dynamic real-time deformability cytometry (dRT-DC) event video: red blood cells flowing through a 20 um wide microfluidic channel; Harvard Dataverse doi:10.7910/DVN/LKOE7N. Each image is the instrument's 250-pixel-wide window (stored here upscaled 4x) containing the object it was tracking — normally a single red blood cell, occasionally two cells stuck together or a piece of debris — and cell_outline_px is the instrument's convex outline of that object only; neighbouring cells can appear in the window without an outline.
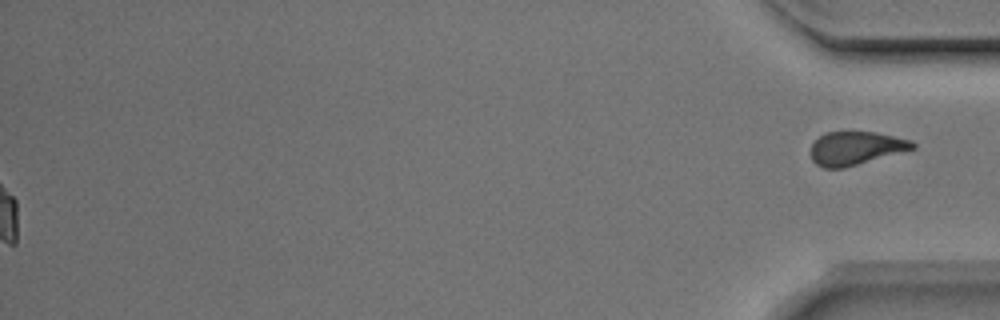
{"species": "Egyptian fruit bat (a non-hibernating species)", "species_latin": "Rousettus aegyptiacus", "temperature_condition": "room temperature", "stored_images_in_passage": 53, "segment_of_instrument_passage": [2, 2], "camera_frame_rate_fps": 3000, "um_per_image_px": 0.085, "animal": {"sex": "male"}, "frame": {"image": 1, "passage_image": 53, "time_ms": 17.333, "image_size_px": [1000, 320], "cell_outline_px": [[916, 148], [844, 168], [824, 168], [816, 164], [812, 160], [812, 144], [824, 132], [876, 132], [912, 140], [916, 144]], "centroid_in_image_um": [72.76, 12.59], "position_along_channel_um": 362.4, "area_um2": 19.71}}